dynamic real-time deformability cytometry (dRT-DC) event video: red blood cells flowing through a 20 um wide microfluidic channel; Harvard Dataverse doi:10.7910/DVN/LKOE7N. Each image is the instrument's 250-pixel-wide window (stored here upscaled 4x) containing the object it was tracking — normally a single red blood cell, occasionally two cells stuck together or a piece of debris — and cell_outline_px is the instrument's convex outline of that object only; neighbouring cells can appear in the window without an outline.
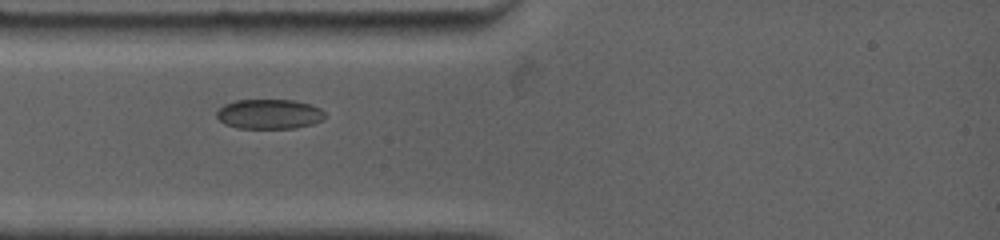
{"species": "common noctule bat (a hibernating species)", "species_latin": "Nyctalus noctula", "temperature_condition": "warm", "stored_images_in_passage": 20, "camera_frame_rate_fps": 4500, "um_per_image_px": 0.085, "animal": {"sex": "female", "body_mass_g": 19.0, "forearm_length_mm": 53.3}, "frame": {"image": 1, "passage_image": 1, "time_ms": 0.0, "image_size_px": [1000, 240], "cell_outline_px": [[324, 120], [312, 124], [292, 128], [236, 128], [224, 124], [216, 116], [216, 112], [224, 104], [236, 100], [292, 100], [312, 104], [320, 108], [324, 112]], "centroid_in_image_um": [22.88, 9.69], "position_along_channel_um": 62.1, "area_um2": 18.84}}